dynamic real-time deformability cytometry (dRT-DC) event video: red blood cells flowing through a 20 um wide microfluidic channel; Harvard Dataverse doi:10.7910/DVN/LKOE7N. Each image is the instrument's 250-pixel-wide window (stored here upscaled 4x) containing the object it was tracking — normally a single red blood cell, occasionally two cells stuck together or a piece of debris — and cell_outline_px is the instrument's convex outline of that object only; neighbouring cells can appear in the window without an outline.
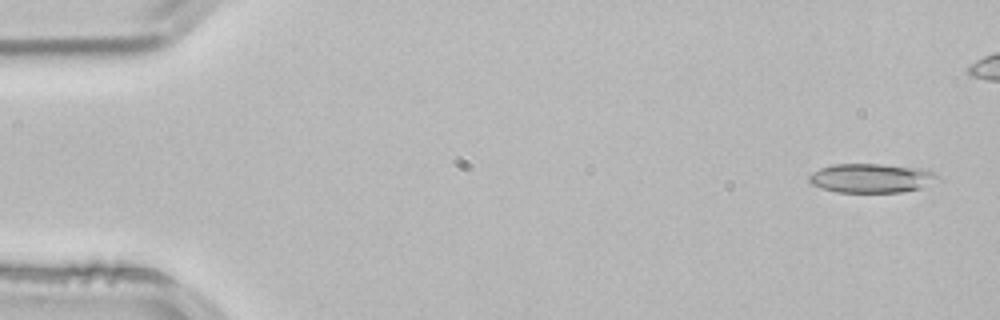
{"species": "common noctule bat (a hibernating species)", "species_latin": "Nyctalus noctula", "temperature_condition": "room temperature", "stored_images_in_passage": 5, "camera_frame_rate_fps": 3000, "um_per_image_px": 0.085, "animal": {"sex": "male", "body_mass_g": 21.5, "forearm_length_mm": 52.0}, "frame": {"image": 1, "passage_image": 1, "time_ms": 0.0, "image_size_px": [1000, 320], "cell_outline_px": [[940, 180], [920, 188], [900, 192], [836, 192], [820, 188], [808, 184], [808, 176], [812, 172], [820, 168], [832, 164], [884, 164], [928, 168], [936, 172], [940, 176]], "centroid_in_image_um": [74.09, 15.13], "position_along_channel_um": 10.9, "area_um2": 22.43}}